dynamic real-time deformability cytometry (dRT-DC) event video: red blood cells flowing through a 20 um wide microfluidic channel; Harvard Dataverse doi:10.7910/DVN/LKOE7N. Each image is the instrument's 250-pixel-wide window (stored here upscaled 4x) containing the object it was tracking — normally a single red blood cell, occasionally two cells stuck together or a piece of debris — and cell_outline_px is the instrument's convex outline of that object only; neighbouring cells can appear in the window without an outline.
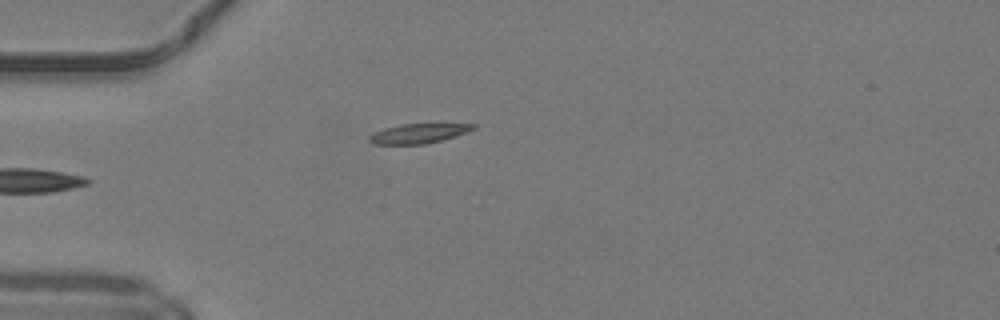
{"species": "common noctule bat (a hibernating species)", "species_latin": "Nyctalus noctula", "temperature_condition": "warm", "stored_images_in_passage": 14, "camera_frame_rate_fps": 3000, "um_per_image_px": 0.085, "animal": {"sex": "male", "body_mass_g": 19.2, "forearm_length_mm": 51.8}, "frame": {"image": 1, "passage_image": 1, "time_ms": 0.0, "image_size_px": [1000, 320], "cell_outline_px": [[476, 128], [440, 140], [424, 144], [376, 144], [368, 140], [368, 136], [384, 128], [400, 124], [432, 120], [436, 120], [476, 124]], "centroid_in_image_um": [35.66, 11.25], "position_along_channel_um": 49.3, "area_um2": 12.66}}
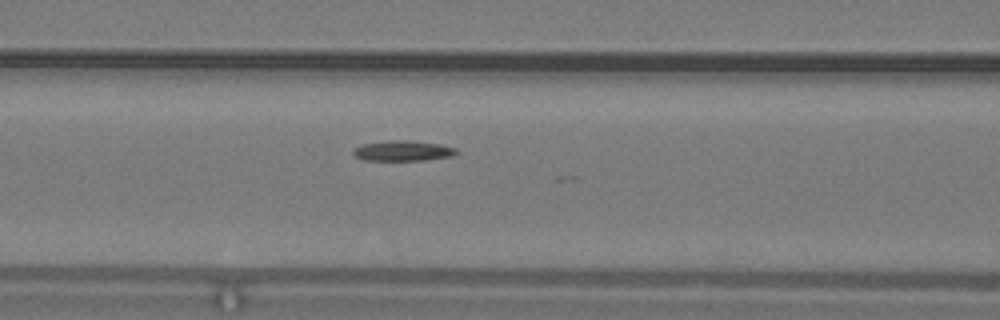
{"frame": {"image": 2, "passage_image": 8, "time_ms": 2.333, "image_size_px": [1000, 320], "cell_outline_px": [[460, 152], [452, 156], [424, 160], [364, 160], [352, 156], [352, 148], [364, 144], [388, 140], [408, 140], [440, 144], [456, 148]], "centroid_in_image_um": [34.22, 12.81], "position_along_channel_um": 132.4, "area_um2": 12.37}}
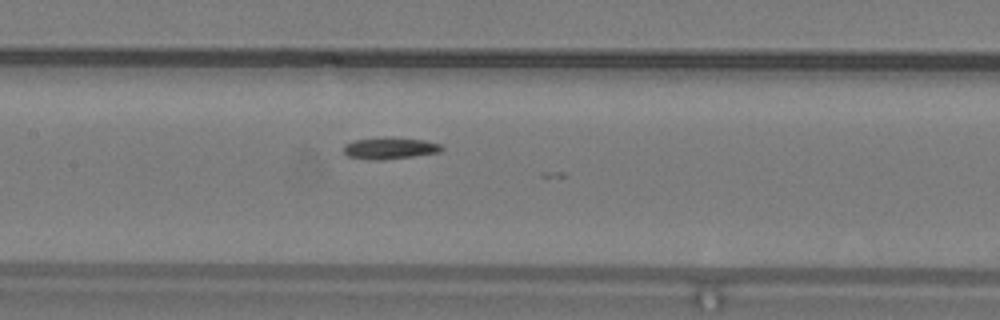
{"frame": {"image": 3, "passage_image": 11, "time_ms": 3.333, "image_size_px": [1000, 320], "cell_outline_px": [[444, 148], [440, 152], [412, 156], [380, 160], [368, 160], [348, 156], [344, 152], [344, 144], [352, 140], [380, 136], [392, 136], [424, 140], [440, 144]], "centroid_in_image_um": [33.1, 12.57], "position_along_channel_um": 174.3, "area_um2": 12.72}}